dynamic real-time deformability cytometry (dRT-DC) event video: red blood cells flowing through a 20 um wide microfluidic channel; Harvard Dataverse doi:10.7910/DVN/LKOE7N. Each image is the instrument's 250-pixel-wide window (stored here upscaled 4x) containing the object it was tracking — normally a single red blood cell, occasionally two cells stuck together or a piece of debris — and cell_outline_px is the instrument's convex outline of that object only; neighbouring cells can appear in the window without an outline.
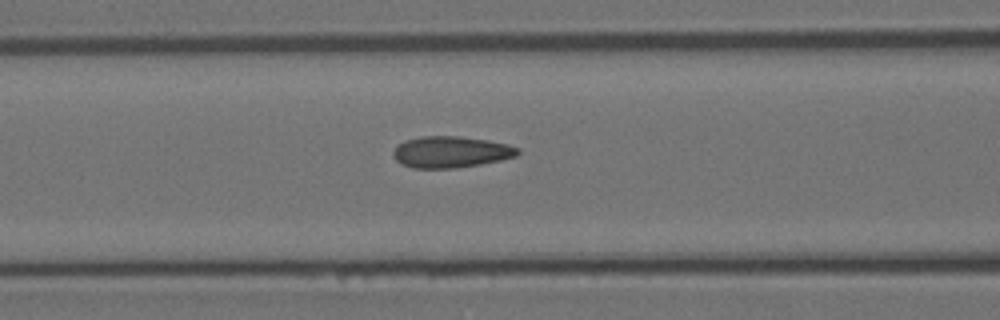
{"species": "Egyptian fruit bat (a non-hibernating species)", "species_latin": "Rousettus aegyptiacus", "temperature_condition": "room temperature", "stored_images_in_passage": 6, "camera_frame_rate_fps": 3000, "um_per_image_px": 0.085, "animal": {"sex": "female"}, "frame": {"image": 1, "passage_image": 5, "time_ms": 1.333, "image_size_px": [1000, 320], "cell_outline_px": [[520, 152], [516, 156], [500, 160], [480, 164], [456, 168], [412, 168], [396, 160], [392, 156], [392, 152], [396, 144], [404, 140], [420, 136], [460, 136], [488, 140], [508, 144], [520, 148]], "centroid_in_image_um": [38.3, 12.91], "position_along_channel_um": 128.3, "area_um2": 23.0}}